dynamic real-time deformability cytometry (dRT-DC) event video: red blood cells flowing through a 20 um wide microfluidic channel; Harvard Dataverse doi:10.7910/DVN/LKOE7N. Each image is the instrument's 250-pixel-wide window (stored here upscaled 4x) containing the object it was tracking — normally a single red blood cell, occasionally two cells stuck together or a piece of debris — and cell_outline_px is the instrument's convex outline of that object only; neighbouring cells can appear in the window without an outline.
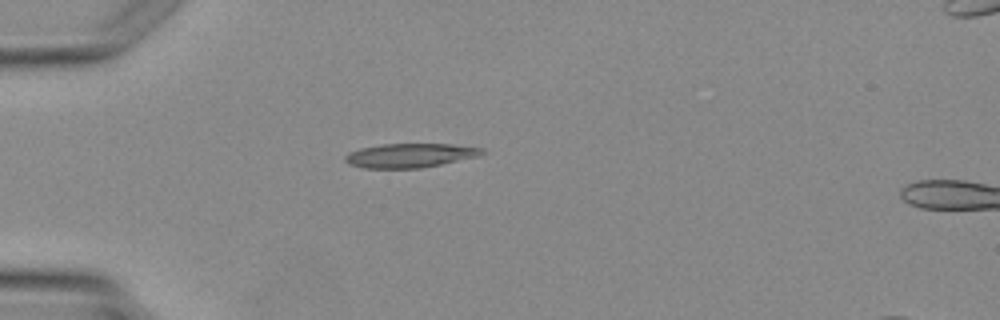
{"species": "Egyptian fruit bat (a non-hibernating species)", "species_latin": "Rousettus aegyptiacus", "temperature_condition": "warm", "stored_images_in_passage": 1, "camera_frame_rate_fps": 3000, "um_per_image_px": 0.085, "animal": {"sex": "female"}, "frame": {"image": 1, "passage_image": 1, "time_ms": 0.0, "image_size_px": [1000, 320], "cell_outline_px": [[488, 152], [476, 156], [440, 164], [420, 168], [364, 168], [348, 164], [344, 160], [344, 156], [348, 152], [360, 148], [384, 144], [452, 144], [484, 148]], "centroid_in_image_um": [34.82, 13.21], "position_along_channel_um": 50.2, "area_um2": 19.19}}